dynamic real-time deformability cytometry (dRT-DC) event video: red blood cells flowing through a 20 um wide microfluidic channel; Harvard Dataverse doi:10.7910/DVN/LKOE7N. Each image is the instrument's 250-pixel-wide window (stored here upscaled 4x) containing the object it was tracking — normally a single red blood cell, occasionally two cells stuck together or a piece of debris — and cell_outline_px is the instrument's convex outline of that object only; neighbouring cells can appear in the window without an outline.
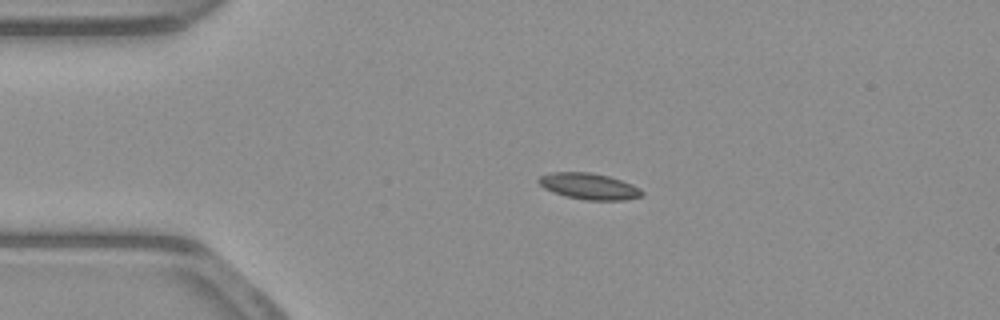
{"species": "common noctule bat (a hibernating species)", "species_latin": "Nyctalus noctula", "temperature_condition": "warm", "stored_images_in_passage": 43, "camera_frame_rate_fps": 3000, "um_per_image_px": 0.085, "animal": {"sex": "male", "body_mass_g": 23.1, "forearm_length_mm": 52.7}, "frame": {"image": 1, "passage_image": 1, "time_ms": 0.0, "image_size_px": [1000, 320], "cell_outline_px": [[644, 196], [624, 200], [584, 200], [564, 196], [544, 188], [536, 180], [540, 176], [552, 172], [592, 172], [608, 176], [632, 184], [640, 188], [644, 192]], "centroid_in_image_um": [50.08, 15.84], "position_along_channel_um": 34.9, "area_um2": 15.9}}
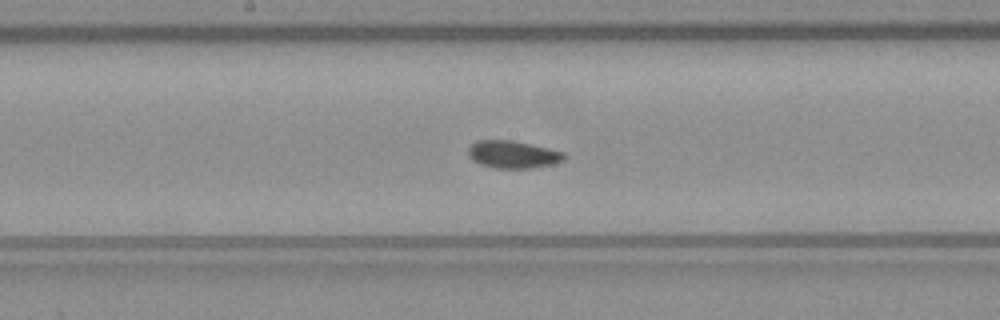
{"frame": {"image": 2, "passage_image": 17, "time_ms": 5.333, "image_size_px": [1000, 320], "cell_outline_px": [[568, 156], [564, 160], [552, 164], [532, 168], [496, 168], [480, 164], [472, 160], [468, 156], [468, 148], [476, 140], [512, 140], [532, 144], [564, 152]], "centroid_in_image_um": [43.6, 13.12], "position_along_channel_um": 204.6, "area_um2": 15.49}}
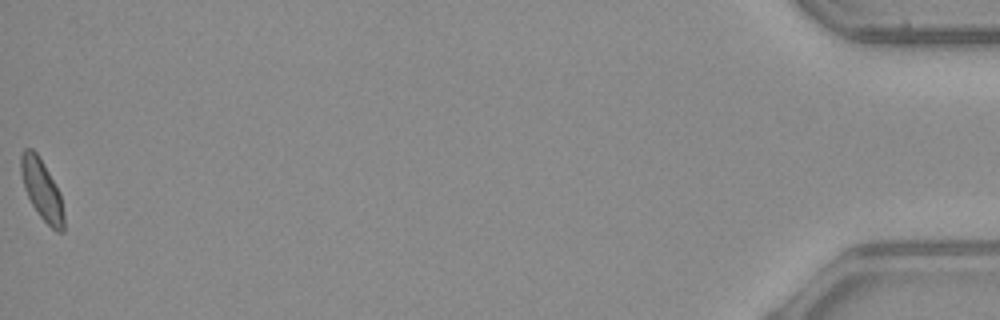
{"frame": {"image": 3, "passage_image": 43, "time_ms": 14.0, "image_size_px": [1000, 320], "cell_outline_px": [[64, 232], [56, 232], [40, 216], [32, 204], [24, 188], [20, 172], [20, 156], [24, 148], [32, 148], [36, 152], [44, 164], [60, 192], [64, 216]], "centroid_in_image_um": [3.55, 16.11], "position_along_channel_um": 431.6, "area_um2": 15.09}, "authors_computed_cell_mechanics": {"area_um2": 14.9702, "velocity_mm_per_s": 3.883, "shape_relaxation_time_tau1_ms": null, "shape_relaxation_time_tau2_ms": 2.0107, "deformation_change_tau1": null, "deformation_change_tau2": 0.0648}}